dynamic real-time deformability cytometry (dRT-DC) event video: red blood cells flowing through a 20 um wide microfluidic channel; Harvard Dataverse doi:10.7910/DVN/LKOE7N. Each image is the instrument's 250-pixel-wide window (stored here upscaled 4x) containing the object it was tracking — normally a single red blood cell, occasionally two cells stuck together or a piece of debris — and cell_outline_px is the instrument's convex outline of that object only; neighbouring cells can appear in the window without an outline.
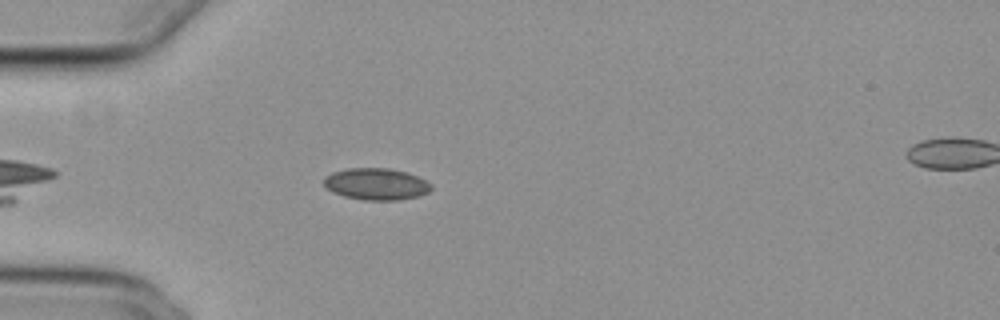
{"species": "common noctule bat (a hibernating species)", "species_latin": "Nyctalus noctula", "temperature_condition": "cold", "stored_images_in_passage": 39, "camera_frame_rate_fps": 3000, "um_per_image_px": 0.085, "animal": {"sex": "female", "body_mass_g": 29.2, "forearm_length_mm": 56.3}, "frame": {"image": 1, "passage_image": 2, "time_ms": 0.333, "image_size_px": [1000, 320], "cell_outline_px": [[432, 188], [428, 192], [416, 196], [400, 200], [364, 200], [344, 196], [332, 192], [324, 184], [324, 176], [332, 172], [348, 168], [388, 168], [408, 172], [432, 184]], "centroid_in_image_um": [31.96, 15.64], "position_along_channel_um": 53.0, "area_um2": 19.83}}
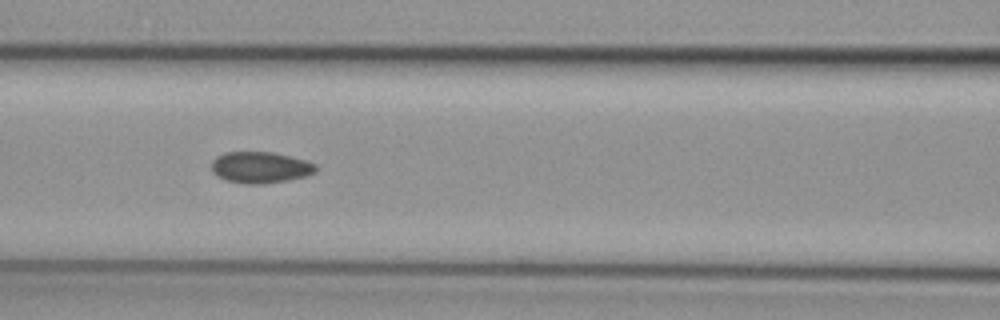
{"frame": {"image": 2, "passage_image": 10, "time_ms": 3.0, "image_size_px": [1000, 320], "cell_outline_px": [[316, 172], [304, 176], [288, 180], [264, 184], [248, 184], [228, 180], [216, 176], [212, 172], [212, 160], [216, 156], [224, 152], [272, 152], [304, 160], [316, 164]], "centroid_in_image_um": [22.1, 14.23], "position_along_channel_um": 144.5, "area_um2": 18.96}}
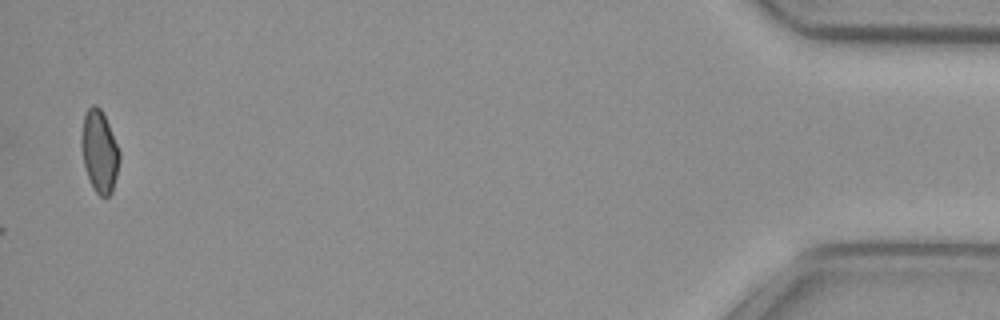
{"frame": {"image": 3, "passage_image": 39, "time_ms": 12.667, "image_size_px": [1000, 320], "cell_outline_px": [[120, 160], [112, 192], [108, 196], [100, 196], [96, 192], [88, 176], [84, 164], [80, 148], [80, 140], [84, 116], [88, 108], [92, 104], [96, 104], [100, 108], [108, 124], [120, 152]], "centroid_in_image_um": [8.44, 12.85], "position_along_channel_um": 426.8, "area_um2": 18.03}}